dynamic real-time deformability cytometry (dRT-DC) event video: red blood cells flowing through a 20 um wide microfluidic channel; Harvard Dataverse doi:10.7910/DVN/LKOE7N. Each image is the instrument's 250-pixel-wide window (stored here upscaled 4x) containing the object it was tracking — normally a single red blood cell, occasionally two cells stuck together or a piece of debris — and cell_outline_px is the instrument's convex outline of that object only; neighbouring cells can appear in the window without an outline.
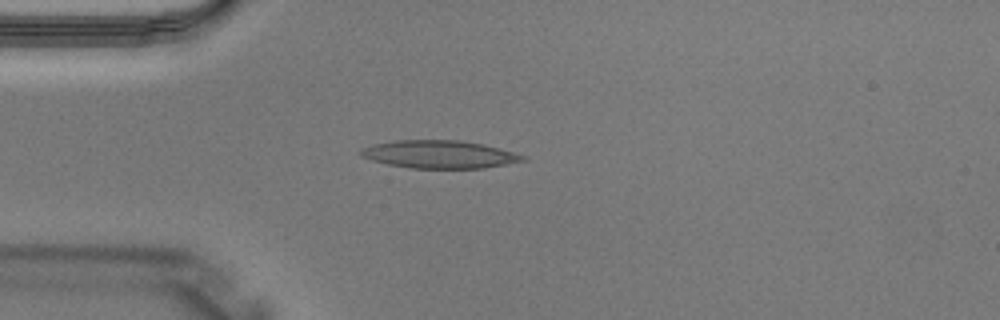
{"species": "Egyptian fruit bat (a non-hibernating species)", "species_latin": "Rousettus aegyptiacus", "temperature_condition": "warm", "stored_images_in_passage": 4, "camera_frame_rate_fps": 3000, "um_per_image_px": 0.085, "animal": {"sex": "male"}, "frame": {"image": 1, "passage_image": 4, "time_ms": 1.0, "image_size_px": [1000, 320], "cell_outline_px": [[528, 160], [484, 168], [408, 168], [388, 164], [372, 160], [360, 156], [360, 148], [372, 144], [396, 140], [460, 140], [484, 144], [528, 156]], "centroid_in_image_um": [37.35, 13.11], "position_along_channel_um": 47.6, "area_um2": 26.47}}